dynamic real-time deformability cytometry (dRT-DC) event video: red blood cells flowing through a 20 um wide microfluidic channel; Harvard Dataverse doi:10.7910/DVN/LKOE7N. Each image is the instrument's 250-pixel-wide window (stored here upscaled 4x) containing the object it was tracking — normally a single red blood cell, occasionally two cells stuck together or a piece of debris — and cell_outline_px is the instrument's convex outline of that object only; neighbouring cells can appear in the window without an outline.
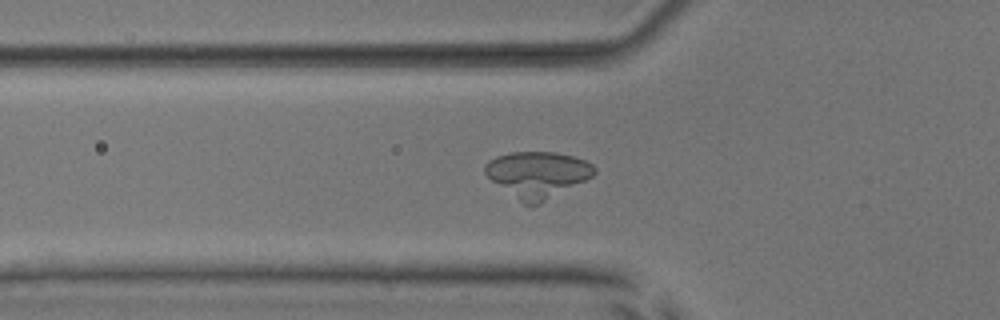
{"species": "common noctule bat (a hibernating species)", "species_latin": "Nyctalus noctula", "temperature_condition": "room temperature", "stored_images_in_passage": 56, "segment_of_instrument_passage": [2, 2], "camera_frame_rate_fps": 3000, "um_per_image_px": 0.085, "animal": {"sex": "male", "body_mass_g": 17.9, "forearm_length_mm": 54.2}, "frame": {"image": 1, "passage_image": 21, "time_ms": 6.667, "image_size_px": [1000, 320], "cell_outline_px": [[596, 172], [592, 176], [540, 204], [524, 204], [492, 180], [484, 172], [484, 164], [488, 160], [496, 156], [512, 152], [556, 152], [572, 156], [584, 160], [592, 164], [596, 168]], "centroid_in_image_um": [45.68, 14.81], "position_along_channel_um": 80.1, "area_um2": 28.96}}
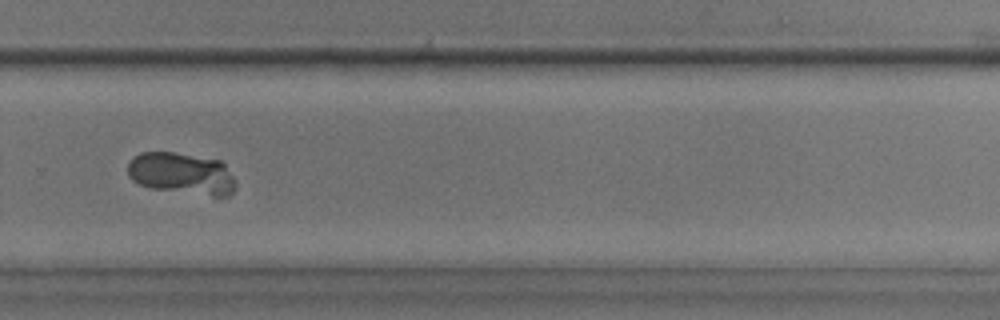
{"frame": {"image": 2, "passage_image": 39, "time_ms": 12.667, "image_size_px": [1000, 320], "cell_outline_px": [[236, 188], [228, 196], [212, 196], [152, 188], [140, 184], [132, 180], [128, 176], [128, 164], [140, 152], [172, 152], [220, 160], [224, 164], [232, 176], [236, 184]], "centroid_in_image_um": [15.45, 14.75], "position_along_channel_um": 314.3, "area_um2": 26.13}}
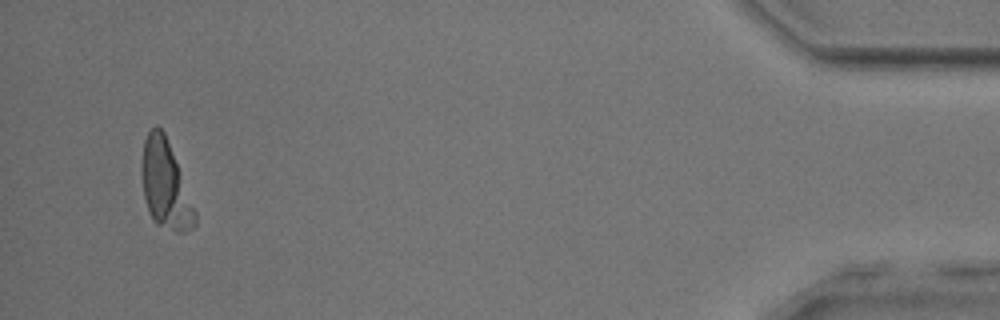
{"frame": {"image": 3, "passage_image": 53, "time_ms": 17.333, "image_size_px": [1000, 320], "cell_outline_px": [[196, 224], [192, 228], [184, 232], [176, 232], [156, 224], [148, 208], [144, 196], [140, 172], [140, 164], [144, 140], [148, 132], [156, 124], [164, 132], [196, 212]], "centroid_in_image_um": [14.02, 15.7], "position_along_channel_um": 421.2, "area_um2": 26.93}}